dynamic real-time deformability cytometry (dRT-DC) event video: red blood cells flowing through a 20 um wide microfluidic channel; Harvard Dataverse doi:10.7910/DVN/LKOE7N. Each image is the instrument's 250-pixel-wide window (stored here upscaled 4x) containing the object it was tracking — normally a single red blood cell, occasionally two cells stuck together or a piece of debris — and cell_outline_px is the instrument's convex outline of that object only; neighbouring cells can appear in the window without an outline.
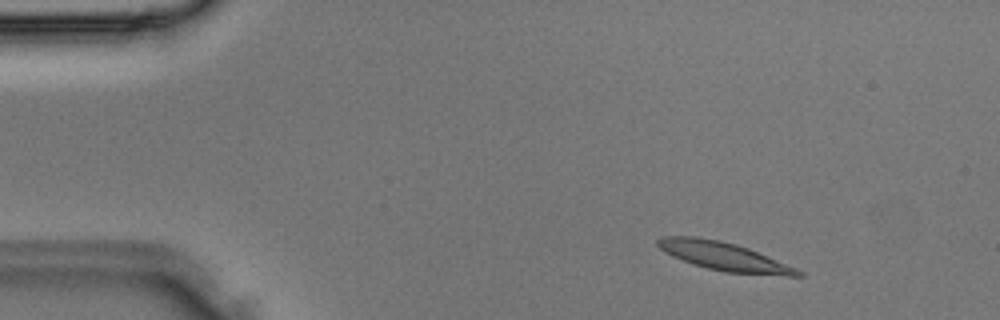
{"species": "Egyptian fruit bat (a non-hibernating species)", "species_latin": "Rousettus aegyptiacus", "temperature_condition": "room temperature", "stored_images_in_passage": 35, "camera_frame_rate_fps": 3000, "um_per_image_px": 0.085, "animal": {"sex": "male"}, "frame": {"image": 1, "passage_image": 3, "time_ms": 0.667, "image_size_px": [1000, 320], "cell_outline_px": [[804, 276], [788, 276], [724, 272], [692, 264], [672, 256], [664, 252], [656, 244], [656, 240], [660, 236], [696, 236], [720, 240], [736, 244], [748, 248], [796, 268], [804, 272]], "centroid_in_image_um": [61.51, 21.78], "position_along_channel_um": 23.5, "area_um2": 23.24}}
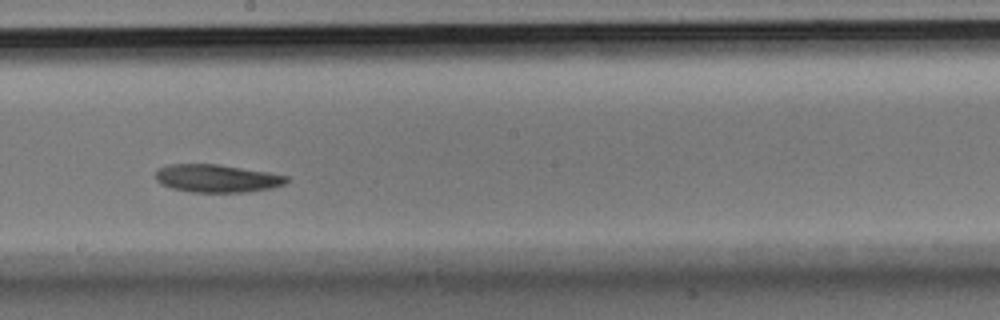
{"frame": {"image": 2, "passage_image": 19, "time_ms": 6.0, "image_size_px": [1000, 320], "cell_outline_px": [[288, 180], [284, 184], [272, 188], [244, 192], [192, 192], [172, 188], [160, 184], [156, 180], [156, 172], [160, 168], [168, 164], [216, 164], [268, 172], [288, 176]], "centroid_in_image_um": [18.42, 15.16], "position_along_channel_um": 229.8, "area_um2": 21.15}}
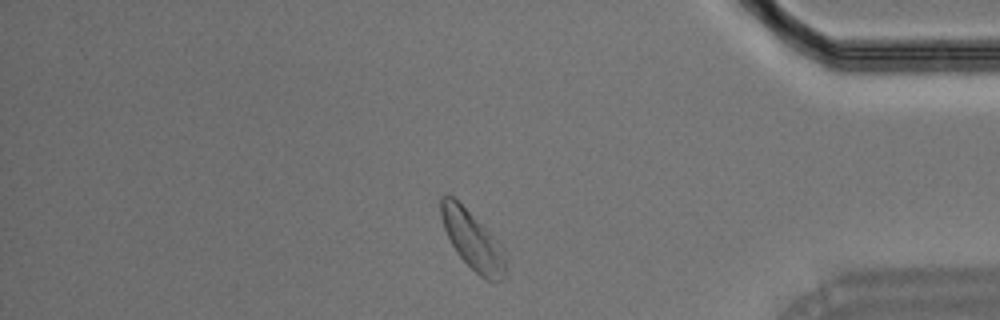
{"frame": {"image": 3, "passage_image": 30, "time_ms": 9.667, "image_size_px": [1000, 320], "cell_outline_px": [[508, 276], [504, 280], [484, 280], [456, 252], [444, 228], [440, 216], [440, 196], [444, 192], [452, 196], [500, 244], [508, 272]], "centroid_in_image_um": [40.15, 20.45], "position_along_channel_um": 395.0, "area_um2": 21.5}}